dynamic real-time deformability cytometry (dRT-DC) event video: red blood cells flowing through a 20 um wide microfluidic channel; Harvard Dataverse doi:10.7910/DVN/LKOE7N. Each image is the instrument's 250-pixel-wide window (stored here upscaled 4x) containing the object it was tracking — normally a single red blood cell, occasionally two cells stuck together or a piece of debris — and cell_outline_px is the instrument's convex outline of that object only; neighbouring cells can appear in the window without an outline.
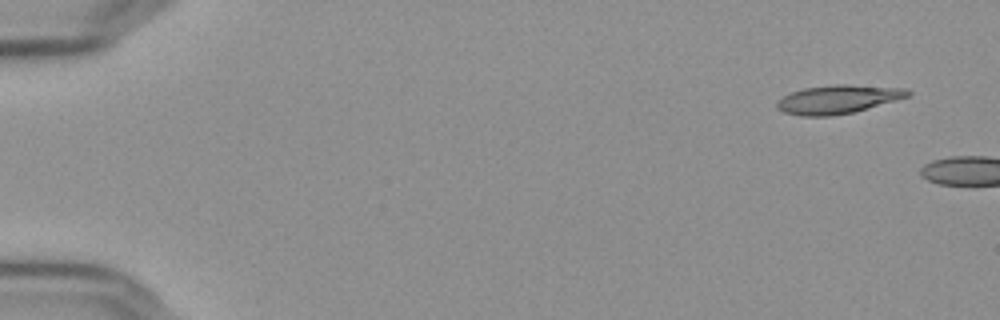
{"species": "Egyptian fruit bat (a non-hibernating species)", "species_latin": "Rousettus aegyptiacus", "temperature_condition": "cold", "stored_images_in_passage": 7, "camera_frame_rate_fps": 3000, "um_per_image_px": 0.085, "frame": {"image": 1, "passage_image": 1, "time_ms": 0.0, "image_size_px": [1000, 320], "cell_outline_px": [[912, 92], [908, 96], [896, 100], [852, 112], [832, 116], [800, 116], [784, 112], [776, 108], [776, 100], [792, 92], [804, 88], [836, 84], [844, 84], [904, 88]], "centroid_in_image_um": [71.18, 8.44], "position_along_channel_um": 13.8, "area_um2": 21.62}}